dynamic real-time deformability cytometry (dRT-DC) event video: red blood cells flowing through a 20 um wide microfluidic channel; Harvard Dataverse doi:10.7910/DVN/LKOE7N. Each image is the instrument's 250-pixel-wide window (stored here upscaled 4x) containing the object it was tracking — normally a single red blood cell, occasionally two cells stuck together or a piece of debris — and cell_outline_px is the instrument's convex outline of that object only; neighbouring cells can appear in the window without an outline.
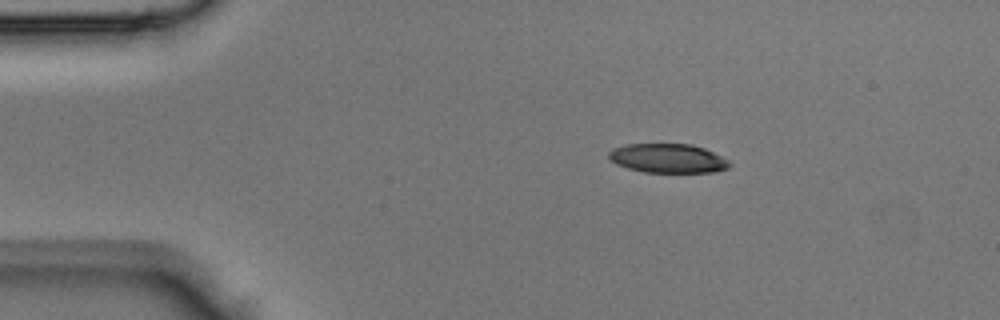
{"species": "Egyptian fruit bat (a non-hibernating species)", "species_latin": "Rousettus aegyptiacus", "temperature_condition": "room temperature", "stored_images_in_passage": 36, "camera_frame_rate_fps": 3000, "um_per_image_px": 0.085, "animal": {"sex": "male"}, "frame": {"image": 1, "passage_image": 1, "time_ms": 0.0, "image_size_px": [1000, 320], "cell_outline_px": [[732, 164], [728, 168], [716, 172], [644, 172], [628, 168], [616, 164], [608, 156], [608, 152], [612, 148], [624, 144], [692, 144], [704, 148], [728, 160]], "centroid_in_image_um": [56.76, 13.45], "position_along_channel_um": 28.2, "area_um2": 20.52}}
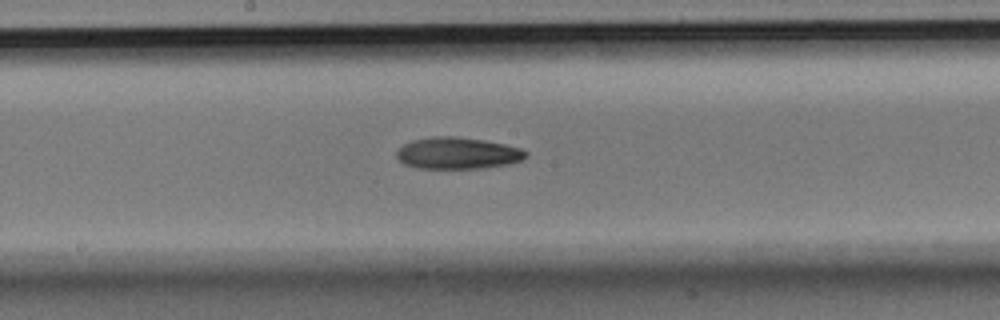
{"frame": {"image": 2, "passage_image": 16, "time_ms": 5.0, "image_size_px": [1000, 320], "cell_outline_px": [[528, 156], [520, 160], [508, 164], [484, 168], [416, 168], [404, 164], [396, 156], [396, 152], [404, 144], [412, 140], [432, 136], [452, 136], [484, 140], [504, 144], [520, 148], [528, 152]], "centroid_in_image_um": [38.89, 13.02], "position_along_channel_um": 209.3, "area_um2": 23.81}}
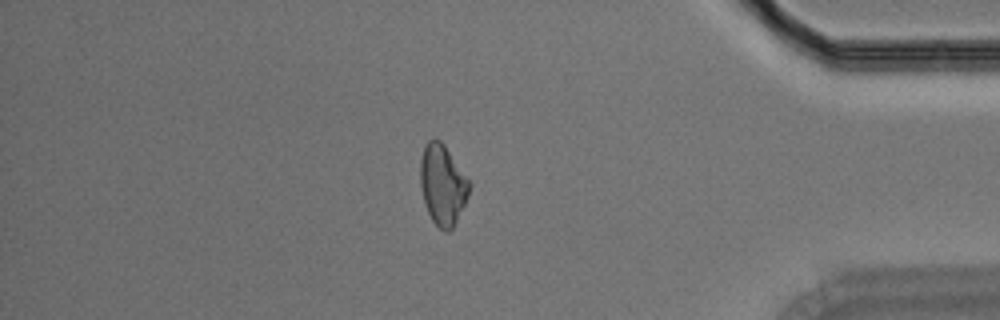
{"frame": {"image": 3, "passage_image": 30, "time_ms": 9.667, "image_size_px": [1000, 320], "cell_outline_px": [[472, 184], [468, 196], [452, 228], [448, 232], [444, 232], [432, 220], [424, 204], [420, 184], [420, 160], [424, 144], [428, 140], [440, 140], [444, 144]], "centroid_in_image_um": [37.61, 15.69], "position_along_channel_um": 397.6, "area_um2": 22.89}}